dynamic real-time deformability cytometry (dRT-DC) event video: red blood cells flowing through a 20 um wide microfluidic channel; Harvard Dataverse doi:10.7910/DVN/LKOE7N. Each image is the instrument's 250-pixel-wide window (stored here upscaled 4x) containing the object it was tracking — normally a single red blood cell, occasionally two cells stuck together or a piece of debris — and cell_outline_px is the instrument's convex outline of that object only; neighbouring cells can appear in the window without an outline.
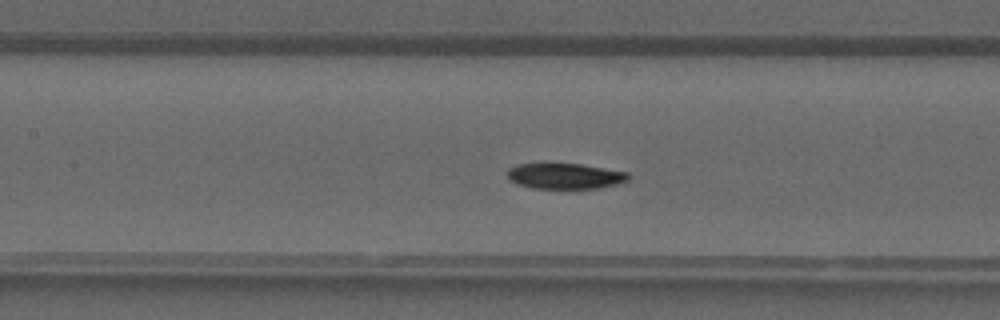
{"species": "common noctule bat (a hibernating species)", "species_latin": "Nyctalus noctula", "temperature_condition": "warm", "stored_images_in_passage": 34, "segment_of_instrument_passage": [1, 2], "camera_frame_rate_fps": 3000, "um_per_image_px": 0.085, "animal": {"sex": "male", "forearm_length_mm": 52.5}, "frame": {"image": 1, "passage_image": 11, "time_ms": 3.333, "image_size_px": [1000, 320], "cell_outline_px": [[628, 180], [616, 184], [600, 188], [532, 188], [516, 184], [508, 180], [508, 168], [516, 164], [548, 160], [580, 164], [628, 172]], "centroid_in_image_um": [47.92, 14.91], "position_along_channel_um": 159.5, "area_um2": 18.9}}
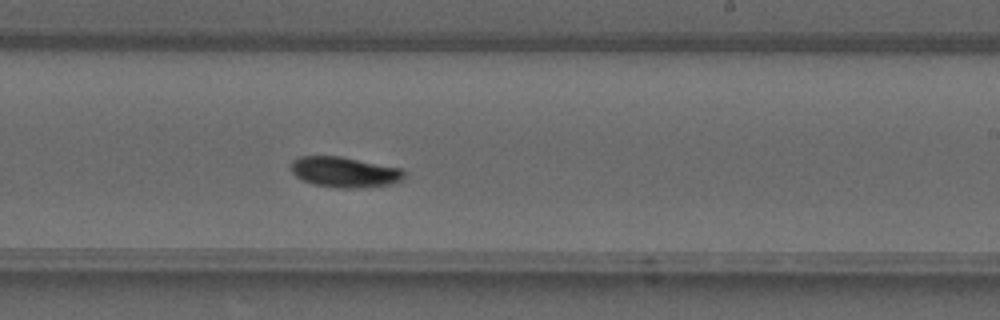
{"frame": {"image": 2, "passage_image": 17, "time_ms": 5.333, "image_size_px": [1000, 320], "cell_outline_px": [[404, 176], [400, 180], [388, 184], [360, 188], [336, 188], [312, 184], [296, 176], [292, 172], [292, 160], [300, 156], [340, 156], [400, 168], [404, 172]], "centroid_in_image_um": [29.25, 14.63], "position_along_channel_um": 259.8, "area_um2": 19.88}}
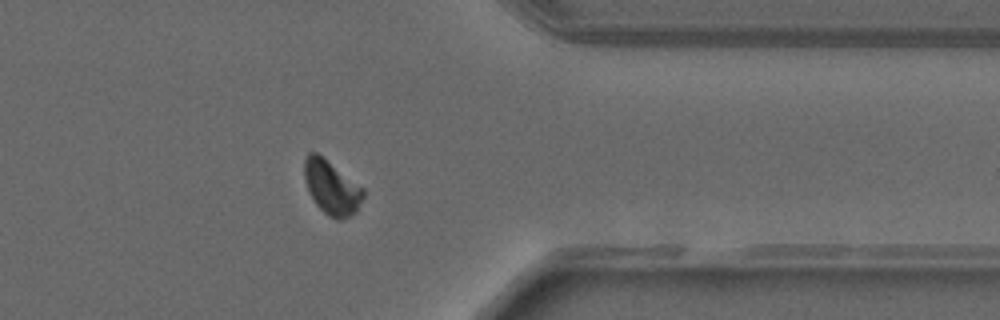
{"frame": {"image": 3, "passage_image": 25, "time_ms": 8.0, "image_size_px": [1000, 320], "cell_outline_px": [[364, 196], [356, 212], [340, 220], [336, 220], [328, 216], [316, 204], [308, 188], [304, 176], [304, 160], [308, 152], [316, 152], [364, 188]], "centroid_in_image_um": [28.19, 15.94], "position_along_channel_um": 383.2, "area_um2": 18.26}}